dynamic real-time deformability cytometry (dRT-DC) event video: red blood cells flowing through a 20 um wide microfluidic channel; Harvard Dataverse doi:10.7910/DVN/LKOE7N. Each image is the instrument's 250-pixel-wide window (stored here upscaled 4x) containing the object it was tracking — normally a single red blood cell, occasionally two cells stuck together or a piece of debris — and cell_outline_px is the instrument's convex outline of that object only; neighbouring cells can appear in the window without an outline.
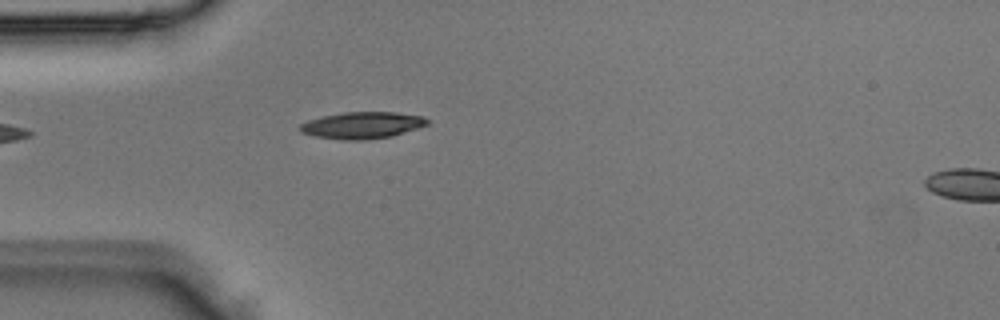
{"species": "Egyptian fruit bat (a non-hibernating species)", "species_latin": "Rousettus aegyptiacus", "temperature_condition": "room temperature", "stored_images_in_passage": 4, "camera_frame_rate_fps": 3000, "um_per_image_px": 0.085, "animal": {"sex": "male"}, "frame": {"image": 1, "passage_image": 4, "time_ms": 1.0, "image_size_px": [1000, 320], "cell_outline_px": [[432, 120], [428, 124], [392, 136], [364, 140], [344, 140], [316, 136], [300, 132], [296, 128], [300, 124], [308, 120], [320, 116], [344, 112], [396, 112], [424, 116]], "centroid_in_image_um": [30.77, 10.63], "position_along_channel_um": 54.2, "area_um2": 20.0}}